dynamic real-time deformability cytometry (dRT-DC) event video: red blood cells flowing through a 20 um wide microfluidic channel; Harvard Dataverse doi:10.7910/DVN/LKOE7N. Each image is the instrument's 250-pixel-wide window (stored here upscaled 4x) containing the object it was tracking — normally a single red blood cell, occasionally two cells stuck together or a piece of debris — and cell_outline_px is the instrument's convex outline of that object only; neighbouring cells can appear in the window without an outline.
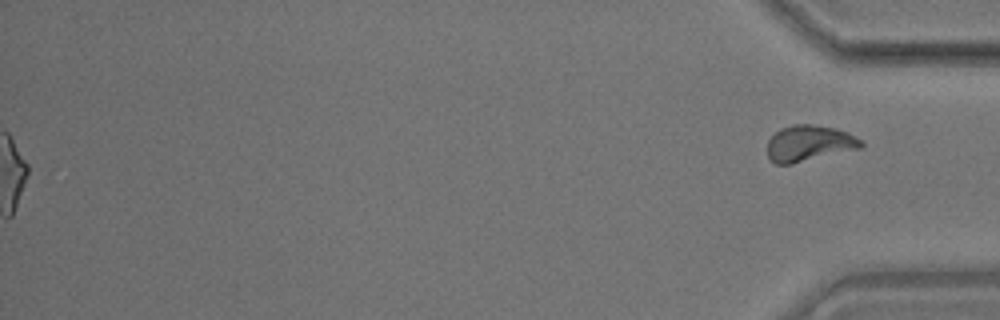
{"species": "common noctule bat (a hibernating species)", "species_latin": "Nyctalus noctula", "temperature_condition": "room temperature", "stored_images_in_passage": 54, "segment_of_instrument_passage": [2, 2], "camera_frame_rate_fps": 3000, "um_per_image_px": 0.085, "animal": {"sex": "male", "body_mass_g": 17.9}, "frame": {"image": 1, "passage_image": 54, "time_ms": 17.667, "image_size_px": [1000, 320], "cell_outline_px": [[864, 144], [860, 148], [792, 164], [776, 164], [768, 156], [768, 140], [780, 128], [792, 124], [812, 124], [836, 128], [848, 132], [860, 140]], "centroid_in_image_um": [68.77, 12.17], "position_along_channel_um": 366.4, "area_um2": 19.59}}